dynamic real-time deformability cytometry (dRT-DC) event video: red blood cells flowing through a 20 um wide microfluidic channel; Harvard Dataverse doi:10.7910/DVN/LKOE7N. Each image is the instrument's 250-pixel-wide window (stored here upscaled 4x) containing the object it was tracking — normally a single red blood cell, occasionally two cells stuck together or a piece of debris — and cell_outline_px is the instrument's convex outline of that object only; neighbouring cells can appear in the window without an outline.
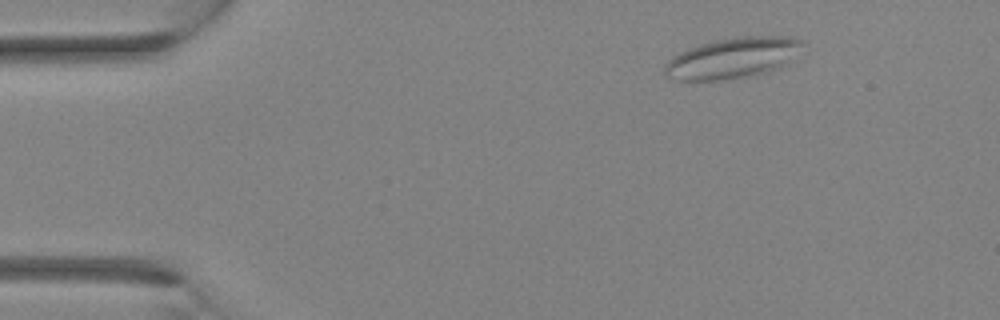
{"species": "Egyptian fruit bat (a non-hibernating species)", "species_latin": "Rousettus aegyptiacus", "temperature_condition": "room temperature", "stored_images_in_passage": 2, "camera_frame_rate_fps": 3000, "um_per_image_px": 0.085, "animal": {"sex": "female"}, "frame": {"image": 1, "passage_image": 1, "time_ms": 0.0, "image_size_px": [1000, 320], "cell_outline_px": [[804, 40], [788, 64], [768, 72], [752, 76], [720, 80], [676, 80], [664, 76], [664, 64], [672, 56], [688, 48], [700, 44], [716, 40], [736, 36], [792, 36]], "centroid_in_image_um": [62.25, 4.93], "position_along_channel_um": 22.8, "area_um2": 32.95}}